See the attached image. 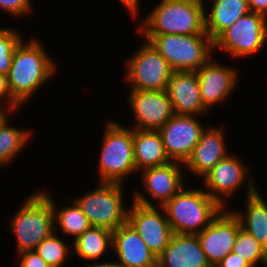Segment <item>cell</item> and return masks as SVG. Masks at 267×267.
I'll use <instances>...</instances> for the list:
<instances>
[{"mask_svg": "<svg viewBox=\"0 0 267 267\" xmlns=\"http://www.w3.org/2000/svg\"><path fill=\"white\" fill-rule=\"evenodd\" d=\"M57 63L39 37L23 38L14 50L12 66L7 74L13 99L21 107L26 106L36 92L55 78L60 67Z\"/></svg>", "mask_w": 267, "mask_h": 267, "instance_id": "obj_1", "label": "cell"}, {"mask_svg": "<svg viewBox=\"0 0 267 267\" xmlns=\"http://www.w3.org/2000/svg\"><path fill=\"white\" fill-rule=\"evenodd\" d=\"M137 23L136 33L150 41L155 35H194L205 32L204 5L199 0H160Z\"/></svg>", "mask_w": 267, "mask_h": 267, "instance_id": "obj_2", "label": "cell"}, {"mask_svg": "<svg viewBox=\"0 0 267 267\" xmlns=\"http://www.w3.org/2000/svg\"><path fill=\"white\" fill-rule=\"evenodd\" d=\"M103 124L97 180L126 185L127 178L139 175L134 160L133 129L112 118Z\"/></svg>", "mask_w": 267, "mask_h": 267, "instance_id": "obj_3", "label": "cell"}, {"mask_svg": "<svg viewBox=\"0 0 267 267\" xmlns=\"http://www.w3.org/2000/svg\"><path fill=\"white\" fill-rule=\"evenodd\" d=\"M9 219V231L16 238L14 254L35 250L37 245L55 231L54 212L50 199L40 190L25 196Z\"/></svg>", "mask_w": 267, "mask_h": 267, "instance_id": "obj_4", "label": "cell"}, {"mask_svg": "<svg viewBox=\"0 0 267 267\" xmlns=\"http://www.w3.org/2000/svg\"><path fill=\"white\" fill-rule=\"evenodd\" d=\"M187 185L162 208L173 233L197 234L208 227L223 208L201 186Z\"/></svg>", "mask_w": 267, "mask_h": 267, "instance_id": "obj_5", "label": "cell"}, {"mask_svg": "<svg viewBox=\"0 0 267 267\" xmlns=\"http://www.w3.org/2000/svg\"><path fill=\"white\" fill-rule=\"evenodd\" d=\"M96 188L72 199L87 216L90 224L111 231L127 223L129 204L125 203L122 183L98 182ZM128 207H127V206Z\"/></svg>", "mask_w": 267, "mask_h": 267, "instance_id": "obj_6", "label": "cell"}, {"mask_svg": "<svg viewBox=\"0 0 267 267\" xmlns=\"http://www.w3.org/2000/svg\"><path fill=\"white\" fill-rule=\"evenodd\" d=\"M238 156L240 155L230 153L200 179L202 188L222 208H230L227 205L229 200L235 198L237 196L235 194H240L238 192L244 185H247L245 187L247 197L259 189L249 164L247 166V162Z\"/></svg>", "mask_w": 267, "mask_h": 267, "instance_id": "obj_7", "label": "cell"}, {"mask_svg": "<svg viewBox=\"0 0 267 267\" xmlns=\"http://www.w3.org/2000/svg\"><path fill=\"white\" fill-rule=\"evenodd\" d=\"M173 71H197L214 55L208 34L155 35L149 41Z\"/></svg>", "mask_w": 267, "mask_h": 267, "instance_id": "obj_8", "label": "cell"}, {"mask_svg": "<svg viewBox=\"0 0 267 267\" xmlns=\"http://www.w3.org/2000/svg\"><path fill=\"white\" fill-rule=\"evenodd\" d=\"M215 52H225L232 60L260 54L267 44V18L249 12L227 28L214 42Z\"/></svg>", "mask_w": 267, "mask_h": 267, "instance_id": "obj_9", "label": "cell"}, {"mask_svg": "<svg viewBox=\"0 0 267 267\" xmlns=\"http://www.w3.org/2000/svg\"><path fill=\"white\" fill-rule=\"evenodd\" d=\"M140 44L124 61L123 81L129 89L166 90L173 70L150 42L144 40Z\"/></svg>", "mask_w": 267, "mask_h": 267, "instance_id": "obj_10", "label": "cell"}, {"mask_svg": "<svg viewBox=\"0 0 267 267\" xmlns=\"http://www.w3.org/2000/svg\"><path fill=\"white\" fill-rule=\"evenodd\" d=\"M184 172V165L176 161L142 169L138 173L141 175L139 177L143 190L138 188L136 191L133 190L132 200L145 206L162 207L188 184Z\"/></svg>", "mask_w": 267, "mask_h": 267, "instance_id": "obj_11", "label": "cell"}, {"mask_svg": "<svg viewBox=\"0 0 267 267\" xmlns=\"http://www.w3.org/2000/svg\"><path fill=\"white\" fill-rule=\"evenodd\" d=\"M127 96V107L134 121L126 126L132 129L159 130L175 115L166 90L129 89Z\"/></svg>", "mask_w": 267, "mask_h": 267, "instance_id": "obj_12", "label": "cell"}, {"mask_svg": "<svg viewBox=\"0 0 267 267\" xmlns=\"http://www.w3.org/2000/svg\"><path fill=\"white\" fill-rule=\"evenodd\" d=\"M127 222L136 230L156 258L168 246L174 234L162 207L145 206L132 200Z\"/></svg>", "mask_w": 267, "mask_h": 267, "instance_id": "obj_13", "label": "cell"}, {"mask_svg": "<svg viewBox=\"0 0 267 267\" xmlns=\"http://www.w3.org/2000/svg\"><path fill=\"white\" fill-rule=\"evenodd\" d=\"M198 117L175 114L158 130L171 161L184 164L199 142L206 126Z\"/></svg>", "mask_w": 267, "mask_h": 267, "instance_id": "obj_14", "label": "cell"}, {"mask_svg": "<svg viewBox=\"0 0 267 267\" xmlns=\"http://www.w3.org/2000/svg\"><path fill=\"white\" fill-rule=\"evenodd\" d=\"M214 58L216 54L196 71L202 102L210 112L214 106L229 100V96L237 89L240 79L237 68L221 64V60Z\"/></svg>", "mask_w": 267, "mask_h": 267, "instance_id": "obj_15", "label": "cell"}, {"mask_svg": "<svg viewBox=\"0 0 267 267\" xmlns=\"http://www.w3.org/2000/svg\"><path fill=\"white\" fill-rule=\"evenodd\" d=\"M240 228L239 218L230 208H223L208 227L196 234L212 267L233 252Z\"/></svg>", "mask_w": 267, "mask_h": 267, "instance_id": "obj_16", "label": "cell"}, {"mask_svg": "<svg viewBox=\"0 0 267 267\" xmlns=\"http://www.w3.org/2000/svg\"><path fill=\"white\" fill-rule=\"evenodd\" d=\"M225 123L219 126H206L199 142L194 147L191 155L183 164L188 174L195 175L201 179L220 160L226 158L230 153L227 148Z\"/></svg>", "mask_w": 267, "mask_h": 267, "instance_id": "obj_17", "label": "cell"}, {"mask_svg": "<svg viewBox=\"0 0 267 267\" xmlns=\"http://www.w3.org/2000/svg\"><path fill=\"white\" fill-rule=\"evenodd\" d=\"M166 91L175 114L195 115L201 118H203L202 115H209L210 111L201 99L196 71H173Z\"/></svg>", "mask_w": 267, "mask_h": 267, "instance_id": "obj_18", "label": "cell"}, {"mask_svg": "<svg viewBox=\"0 0 267 267\" xmlns=\"http://www.w3.org/2000/svg\"><path fill=\"white\" fill-rule=\"evenodd\" d=\"M113 255L120 267H157V258L127 222L113 231Z\"/></svg>", "mask_w": 267, "mask_h": 267, "instance_id": "obj_19", "label": "cell"}, {"mask_svg": "<svg viewBox=\"0 0 267 267\" xmlns=\"http://www.w3.org/2000/svg\"><path fill=\"white\" fill-rule=\"evenodd\" d=\"M157 267H212L196 234L174 233L157 257Z\"/></svg>", "mask_w": 267, "mask_h": 267, "instance_id": "obj_20", "label": "cell"}, {"mask_svg": "<svg viewBox=\"0 0 267 267\" xmlns=\"http://www.w3.org/2000/svg\"><path fill=\"white\" fill-rule=\"evenodd\" d=\"M207 5L204 6L205 32L213 42L240 17L250 12L248 0H215Z\"/></svg>", "mask_w": 267, "mask_h": 267, "instance_id": "obj_21", "label": "cell"}, {"mask_svg": "<svg viewBox=\"0 0 267 267\" xmlns=\"http://www.w3.org/2000/svg\"><path fill=\"white\" fill-rule=\"evenodd\" d=\"M133 150L137 172L171 162L158 130L133 129Z\"/></svg>", "mask_w": 267, "mask_h": 267, "instance_id": "obj_22", "label": "cell"}, {"mask_svg": "<svg viewBox=\"0 0 267 267\" xmlns=\"http://www.w3.org/2000/svg\"><path fill=\"white\" fill-rule=\"evenodd\" d=\"M260 190L245 197L243 210L232 207L230 209L239 218L241 228L251 234L267 251V200Z\"/></svg>", "mask_w": 267, "mask_h": 267, "instance_id": "obj_23", "label": "cell"}, {"mask_svg": "<svg viewBox=\"0 0 267 267\" xmlns=\"http://www.w3.org/2000/svg\"><path fill=\"white\" fill-rule=\"evenodd\" d=\"M112 243L113 231L103 227L91 226L72 241V255L81 258L80 262L83 260L86 262L100 261L106 253L112 251Z\"/></svg>", "mask_w": 267, "mask_h": 267, "instance_id": "obj_24", "label": "cell"}, {"mask_svg": "<svg viewBox=\"0 0 267 267\" xmlns=\"http://www.w3.org/2000/svg\"><path fill=\"white\" fill-rule=\"evenodd\" d=\"M40 190L51 201L56 233H60L62 236L65 234L66 239L71 238L70 240L74 241L92 226L87 216L72 198L69 199L71 201L69 205L65 204V207H62V204H60L61 207H59V205L57 206L56 200L52 199L54 197L51 194L49 195L51 190L47 191L44 188ZM67 236L69 237L67 238Z\"/></svg>", "mask_w": 267, "mask_h": 267, "instance_id": "obj_25", "label": "cell"}, {"mask_svg": "<svg viewBox=\"0 0 267 267\" xmlns=\"http://www.w3.org/2000/svg\"><path fill=\"white\" fill-rule=\"evenodd\" d=\"M9 118L0 128V169L7 168L28 147L35 131L11 124ZM33 135V136H32Z\"/></svg>", "mask_w": 267, "mask_h": 267, "instance_id": "obj_26", "label": "cell"}, {"mask_svg": "<svg viewBox=\"0 0 267 267\" xmlns=\"http://www.w3.org/2000/svg\"><path fill=\"white\" fill-rule=\"evenodd\" d=\"M65 240V241H64ZM64 239L55 231L43 239L35 248V251L46 261L50 267H66V261L72 255V241ZM69 244V246H68ZM70 253V255H69Z\"/></svg>", "mask_w": 267, "mask_h": 267, "instance_id": "obj_27", "label": "cell"}, {"mask_svg": "<svg viewBox=\"0 0 267 267\" xmlns=\"http://www.w3.org/2000/svg\"><path fill=\"white\" fill-rule=\"evenodd\" d=\"M233 252L247 260L252 267H267V251L243 228L238 230Z\"/></svg>", "mask_w": 267, "mask_h": 267, "instance_id": "obj_28", "label": "cell"}, {"mask_svg": "<svg viewBox=\"0 0 267 267\" xmlns=\"http://www.w3.org/2000/svg\"><path fill=\"white\" fill-rule=\"evenodd\" d=\"M19 29L0 28V73L8 74L12 66L15 48L24 37Z\"/></svg>", "mask_w": 267, "mask_h": 267, "instance_id": "obj_29", "label": "cell"}, {"mask_svg": "<svg viewBox=\"0 0 267 267\" xmlns=\"http://www.w3.org/2000/svg\"><path fill=\"white\" fill-rule=\"evenodd\" d=\"M33 0H0V10L15 19L26 18L33 15ZM26 16V17H25Z\"/></svg>", "mask_w": 267, "mask_h": 267, "instance_id": "obj_30", "label": "cell"}, {"mask_svg": "<svg viewBox=\"0 0 267 267\" xmlns=\"http://www.w3.org/2000/svg\"><path fill=\"white\" fill-rule=\"evenodd\" d=\"M15 259L18 267H50L35 250L21 252Z\"/></svg>", "mask_w": 267, "mask_h": 267, "instance_id": "obj_31", "label": "cell"}, {"mask_svg": "<svg viewBox=\"0 0 267 267\" xmlns=\"http://www.w3.org/2000/svg\"><path fill=\"white\" fill-rule=\"evenodd\" d=\"M0 105L12 107L17 113L22 108L12 97L9 86L7 75L0 73Z\"/></svg>", "mask_w": 267, "mask_h": 267, "instance_id": "obj_32", "label": "cell"}, {"mask_svg": "<svg viewBox=\"0 0 267 267\" xmlns=\"http://www.w3.org/2000/svg\"><path fill=\"white\" fill-rule=\"evenodd\" d=\"M215 267H252L247 260L240 258L236 253L231 252L224 257Z\"/></svg>", "mask_w": 267, "mask_h": 267, "instance_id": "obj_33", "label": "cell"}, {"mask_svg": "<svg viewBox=\"0 0 267 267\" xmlns=\"http://www.w3.org/2000/svg\"><path fill=\"white\" fill-rule=\"evenodd\" d=\"M120 1V3H122L124 9H126L130 15V17H132V20L136 21L137 17L141 14H143L140 10H141V5L142 0H118Z\"/></svg>", "mask_w": 267, "mask_h": 267, "instance_id": "obj_34", "label": "cell"}, {"mask_svg": "<svg viewBox=\"0 0 267 267\" xmlns=\"http://www.w3.org/2000/svg\"><path fill=\"white\" fill-rule=\"evenodd\" d=\"M251 12L260 13L267 18V0H248Z\"/></svg>", "mask_w": 267, "mask_h": 267, "instance_id": "obj_35", "label": "cell"}, {"mask_svg": "<svg viewBox=\"0 0 267 267\" xmlns=\"http://www.w3.org/2000/svg\"><path fill=\"white\" fill-rule=\"evenodd\" d=\"M16 113L17 112L12 107L0 105V128L9 118L13 117V114L16 115Z\"/></svg>", "mask_w": 267, "mask_h": 267, "instance_id": "obj_36", "label": "cell"}, {"mask_svg": "<svg viewBox=\"0 0 267 267\" xmlns=\"http://www.w3.org/2000/svg\"><path fill=\"white\" fill-rule=\"evenodd\" d=\"M90 263V264H89ZM87 266L86 267H120L116 261H115V258L114 260L113 259H103L101 260V262H97V261H90V262H87L86 264Z\"/></svg>", "mask_w": 267, "mask_h": 267, "instance_id": "obj_37", "label": "cell"}, {"mask_svg": "<svg viewBox=\"0 0 267 267\" xmlns=\"http://www.w3.org/2000/svg\"><path fill=\"white\" fill-rule=\"evenodd\" d=\"M204 6H206V4H209L215 0H199Z\"/></svg>", "mask_w": 267, "mask_h": 267, "instance_id": "obj_38", "label": "cell"}]
</instances>
